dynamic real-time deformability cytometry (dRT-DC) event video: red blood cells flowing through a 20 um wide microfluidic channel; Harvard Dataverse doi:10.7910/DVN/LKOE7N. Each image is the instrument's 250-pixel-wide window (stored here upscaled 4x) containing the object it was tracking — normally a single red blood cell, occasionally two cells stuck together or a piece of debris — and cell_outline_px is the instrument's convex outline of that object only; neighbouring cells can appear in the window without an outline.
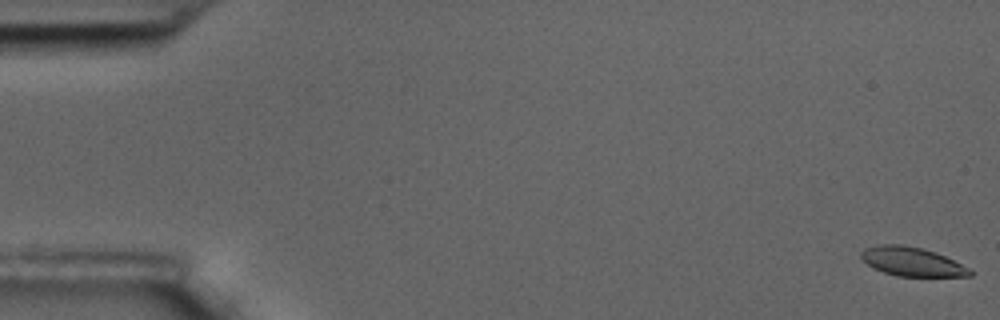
{"species": "common noctule bat (a hibernating species)", "species_latin": "Nyctalus noctula", "temperature_condition": "room temperature", "stored_images_in_passage": 61, "camera_frame_rate_fps": 3000, "um_per_image_px": 0.085, "animal": {"sex": "male", "body_mass_g": 17.5, "forearm_length_mm": 52.3}, "frame": {"image": 1, "passage_image": 1, "time_ms": 0.0, "image_size_px": [1000, 320], "cell_outline_px": [[972, 276], [896, 276], [872, 268], [860, 256], [860, 252], [864, 248], [876, 244], [904, 244], [936, 252], [968, 268], [972, 272]], "centroid_in_image_um": [77.45, 22.22], "position_along_channel_um": 7.5, "area_um2": 18.26}}
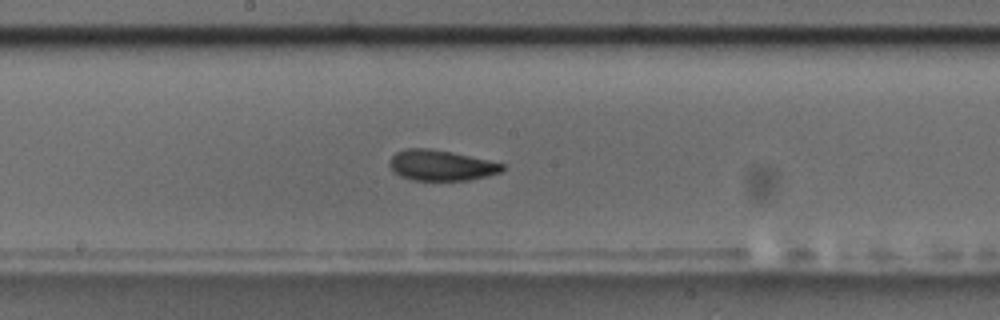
{"frame": {"image": 2, "passage_image": 32, "time_ms": 10.333, "image_size_px": [1000, 320], "cell_outline_px": [[504, 168], [500, 172], [468, 180], [412, 180], [400, 176], [392, 172], [388, 164], [392, 156], [396, 152], [404, 148], [428, 148], [452, 152], [488, 160], [504, 164]], "centroid_in_image_um": [37.42, 14.05], "position_along_channel_um": 210.8, "area_um2": 20.06}}
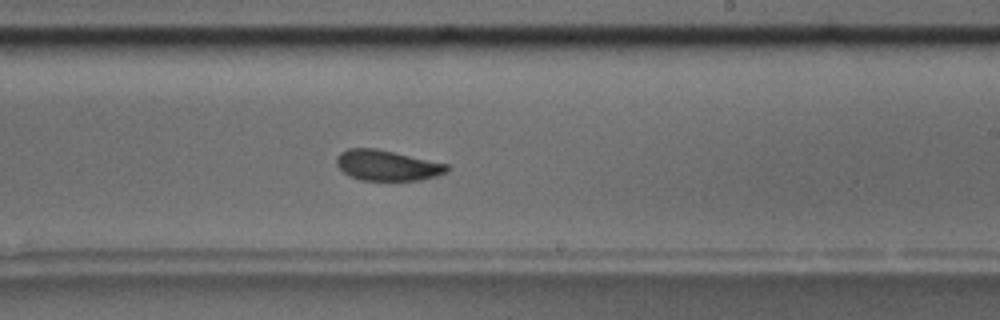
{"frame": {"image": 3, "passage_image": 36, "time_ms": 11.667, "image_size_px": [1000, 320], "cell_outline_px": [[448, 172], [436, 176], [420, 180], [360, 180], [344, 172], [336, 164], [336, 156], [340, 152], [348, 148], [376, 148], [448, 164]], "centroid_in_image_um": [32.9, 14.05], "position_along_channel_um": 256.1, "area_um2": 19.54}, "authors_computed_cell_mechanics": {"area_um2": 20.0566, "velocity_mm_per_s": 3.4152, "shape_relaxation_time_tau1_ms": 8.2532, "shape_relaxation_time_tau2_ms": 1.9785, "deformation_change_tau1": 0.1586, "deformation_change_tau2": 0.0807}}